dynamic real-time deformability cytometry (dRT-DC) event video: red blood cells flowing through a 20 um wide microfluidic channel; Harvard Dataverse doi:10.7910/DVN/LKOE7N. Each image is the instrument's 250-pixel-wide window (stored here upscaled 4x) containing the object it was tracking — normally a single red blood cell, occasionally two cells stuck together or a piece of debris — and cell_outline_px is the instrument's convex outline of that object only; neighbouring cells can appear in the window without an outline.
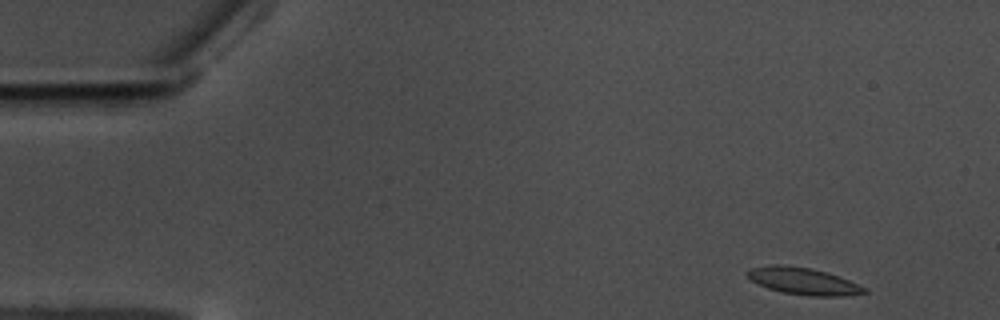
{"species": "common noctule bat (a hibernating species)", "species_latin": "Nyctalus noctula", "temperature_condition": "warm", "stored_images_in_passage": 54, "camera_frame_rate_fps": 3000, "um_per_image_px": 0.085, "animal": {"sex": "male", "body_mass_g": 17.5, "forearm_length_mm": 52.3}, "frame": {"image": 1, "passage_image": 1, "time_ms": 0.0, "image_size_px": [1000, 320], "cell_outline_px": [[868, 292], [844, 296], [808, 296], [784, 292], [768, 288], [752, 280], [744, 272], [748, 268], [772, 264], [780, 264], [812, 268], [840, 276], [868, 288]], "centroid_in_image_um": [68.3, 23.88], "position_along_channel_um": 16.7, "area_um2": 18.5}}
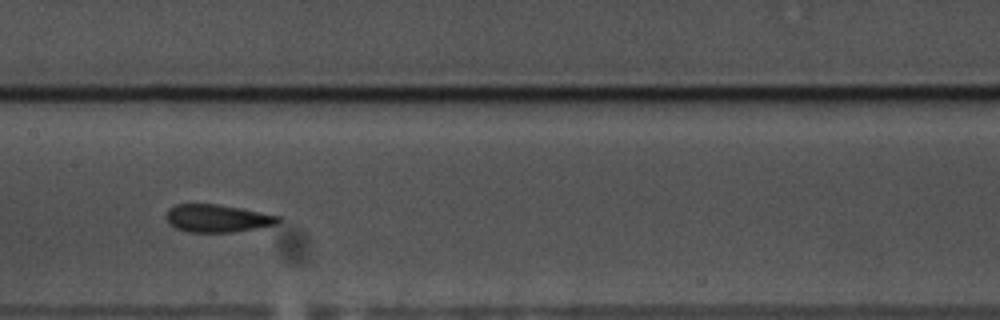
{"frame": {"image": 2, "passage_image": 25, "time_ms": 8.0, "image_size_px": [1000, 320], "cell_outline_px": [[280, 220], [276, 224], [256, 228], [232, 232], [188, 232], [176, 228], [168, 224], [168, 208], [176, 204], [216, 204], [240, 208], [280, 216]], "centroid_in_image_um": [18.45, 18.56], "position_along_channel_um": 188.9, "area_um2": 17.86}}
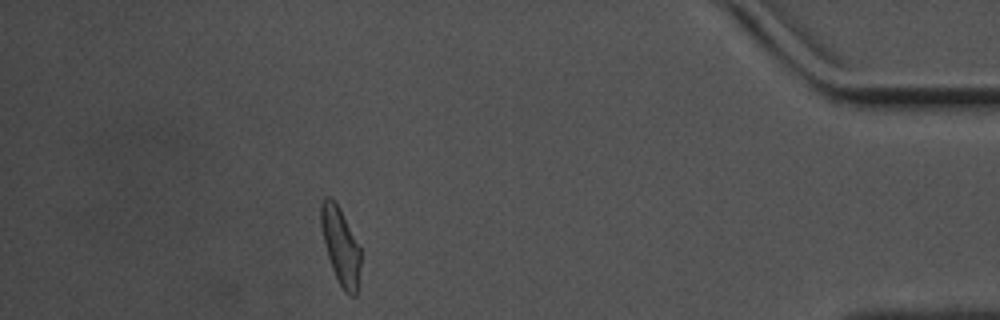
{"frame": {"image": 3, "passage_image": 48, "time_ms": 15.667, "image_size_px": [1000, 320], "cell_outline_px": [[360, 264], [356, 296], [352, 296], [344, 292], [332, 268], [324, 244], [320, 224], [320, 204], [324, 196], [328, 196], [340, 208], [360, 248]], "centroid_in_image_um": [28.92, 20.89], "position_along_channel_um": 406.3, "area_um2": 17.57}, "authors_computed_cell_mechanics": {"area_um2": 18.0336, "velocity_mm_per_s": 3.4911, "shape_relaxation_time_tau1_ms": 7.7435, "shape_relaxation_time_tau2_ms": 1.6119, "deformation_change_tau1": 0.1329, "deformation_change_tau2": 0.0779}}